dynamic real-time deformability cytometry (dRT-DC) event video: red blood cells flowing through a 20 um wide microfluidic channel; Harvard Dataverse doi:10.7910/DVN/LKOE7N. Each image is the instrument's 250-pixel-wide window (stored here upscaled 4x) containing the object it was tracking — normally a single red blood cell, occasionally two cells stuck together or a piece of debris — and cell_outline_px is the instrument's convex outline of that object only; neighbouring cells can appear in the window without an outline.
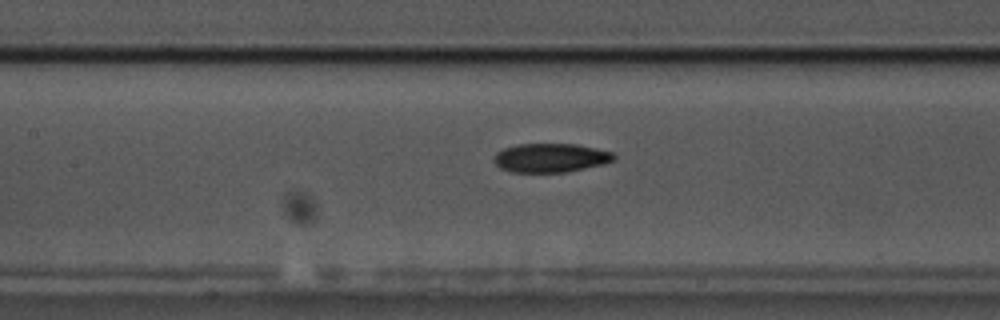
{"species": "common noctule bat (a hibernating species)", "species_latin": "Nyctalus noctula", "temperature_condition": "cold", "stored_images_in_passage": 56, "camera_frame_rate_fps": 3000, "um_per_image_px": 0.085, "animal": {"sex": "male", "body_mass_g": 17.5, "forearm_length_mm": 52.3}, "frame": {"image": 1, "passage_image": 25, "time_ms": 8.0, "image_size_px": [1000, 320], "cell_outline_px": [[616, 160], [604, 164], [568, 172], [512, 172], [500, 168], [492, 160], [496, 152], [504, 148], [516, 144], [576, 144], [616, 152]], "centroid_in_image_um": [46.84, 13.41], "position_along_channel_um": 160.6, "area_um2": 20.52}}
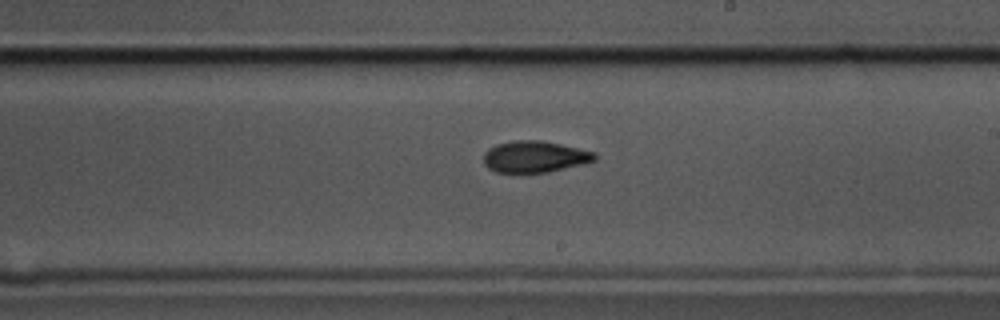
{"frame": {"image": 2, "passage_image": 32, "time_ms": 10.333, "image_size_px": [1000, 320], "cell_outline_px": [[596, 160], [584, 164], [548, 172], [496, 172], [488, 168], [484, 164], [484, 152], [488, 148], [496, 144], [512, 140], [540, 140], [560, 144], [596, 152]], "centroid_in_image_um": [45.44, 13.31], "position_along_channel_um": 243.6, "area_um2": 20.46}}
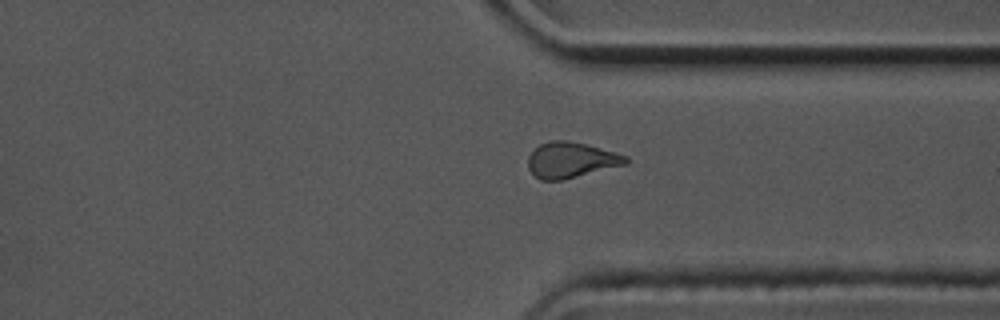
{"frame": {"image": 3, "passage_image": 42, "time_ms": 13.667, "image_size_px": [1000, 320], "cell_outline_px": [[628, 164], [560, 180], [540, 180], [528, 168], [528, 156], [540, 144], [552, 140], [568, 140], [584, 144], [628, 156]], "centroid_in_image_um": [48.53, 13.6], "position_along_channel_um": 362.9, "area_um2": 20.0}, "authors_computed_cell_mechanics": {"area_um2": 20.6057, "velocity_mm_per_s": 3.5688, "shape_relaxation_time_tau1_ms": 4.0002, "shape_relaxation_time_tau2_ms": 8.1689, "deformation_change_tau1": 0.1284, "deformation_change_tau2": 0.1647}}